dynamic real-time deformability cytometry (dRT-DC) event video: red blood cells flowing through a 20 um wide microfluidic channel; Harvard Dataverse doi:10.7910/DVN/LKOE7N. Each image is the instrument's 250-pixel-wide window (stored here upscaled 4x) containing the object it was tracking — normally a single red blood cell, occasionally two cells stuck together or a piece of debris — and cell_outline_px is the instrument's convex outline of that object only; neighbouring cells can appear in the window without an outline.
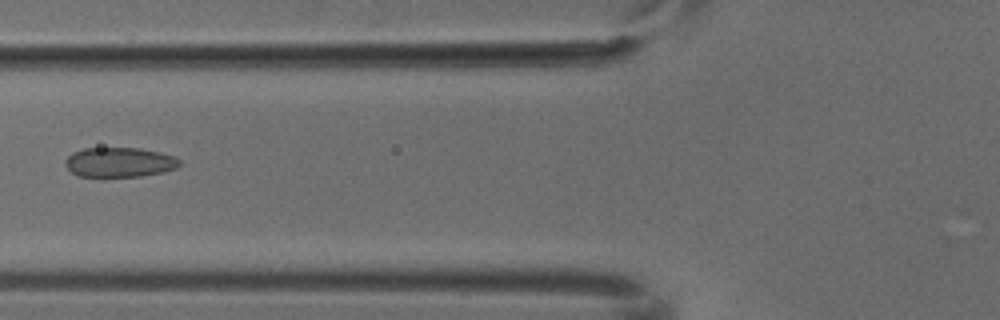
{"species": "common noctule bat (a hibernating species)", "species_latin": "Nyctalus noctula", "temperature_condition": "cold", "stored_images_in_passage": 6, "camera_frame_rate_fps": 3000, "um_per_image_px": 0.085, "animal": {"sex": "male", "body_mass_g": 18.8}, "frame": {"image": 1, "passage_image": 5, "time_ms": 1.333, "image_size_px": [1000, 320], "cell_outline_px": [[180, 164], [176, 168], [164, 172], [140, 176], [80, 176], [72, 172], [64, 164], [64, 160], [72, 152], [84, 148], [140, 148], [160, 152], [176, 156], [180, 160]], "centroid_in_image_um": [10.17, 13.78], "position_along_channel_um": 115.6, "area_um2": 19.83}}
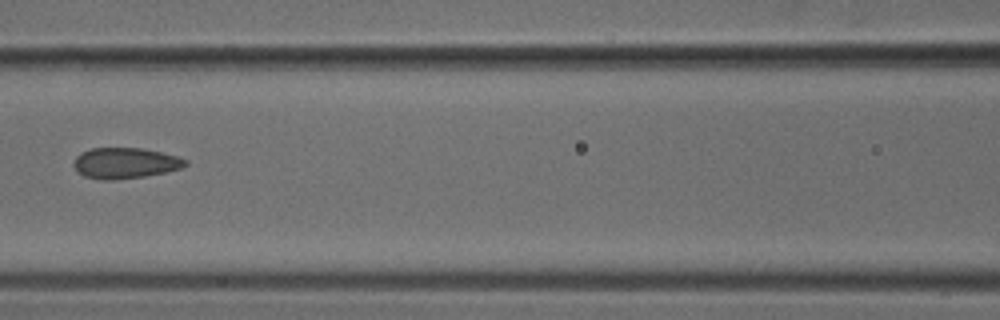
{"frame": {"image": 2, "passage_image": 6, "time_ms": 1.667, "image_size_px": [1000, 320], "cell_outline_px": [[188, 164], [180, 168], [164, 172], [144, 176], [116, 180], [100, 180], [84, 176], [76, 172], [72, 164], [76, 156], [80, 152], [92, 148], [140, 148], [160, 152], [176, 156], [188, 160]], "centroid_in_image_um": [10.57, 13.87], "position_along_channel_um": 156.0, "area_um2": 20.11}}